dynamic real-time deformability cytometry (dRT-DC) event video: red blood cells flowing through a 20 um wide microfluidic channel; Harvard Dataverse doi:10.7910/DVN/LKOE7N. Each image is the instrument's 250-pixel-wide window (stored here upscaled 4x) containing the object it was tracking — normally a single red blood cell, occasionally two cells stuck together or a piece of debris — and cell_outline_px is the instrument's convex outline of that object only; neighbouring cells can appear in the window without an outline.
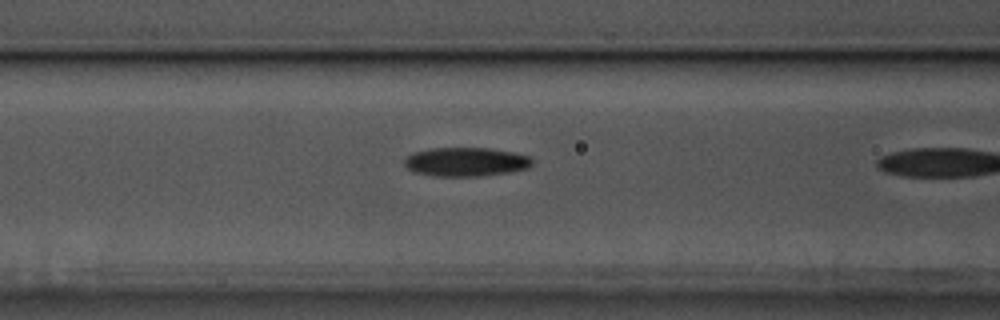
{"species": "common noctule bat (a hibernating species)", "species_latin": "Nyctalus noctula", "temperature_condition": "cold", "stored_images_in_passage": 11, "camera_frame_rate_fps": 3000, "um_per_image_px": 0.085, "animal": {"sex": "male", "body_mass_g": 17.5, "forearm_length_mm": 52.3}, "frame": {"image": 1, "passage_image": 10, "time_ms": 3.0, "image_size_px": [1000, 320], "cell_outline_px": [[532, 164], [528, 168], [508, 172], [476, 176], [436, 176], [416, 172], [408, 168], [404, 164], [404, 156], [412, 152], [432, 148], [488, 148], [512, 152], [528, 156], [532, 160]], "centroid_in_image_um": [39.55, 13.75], "position_along_channel_um": 127.0, "area_um2": 21.39}}